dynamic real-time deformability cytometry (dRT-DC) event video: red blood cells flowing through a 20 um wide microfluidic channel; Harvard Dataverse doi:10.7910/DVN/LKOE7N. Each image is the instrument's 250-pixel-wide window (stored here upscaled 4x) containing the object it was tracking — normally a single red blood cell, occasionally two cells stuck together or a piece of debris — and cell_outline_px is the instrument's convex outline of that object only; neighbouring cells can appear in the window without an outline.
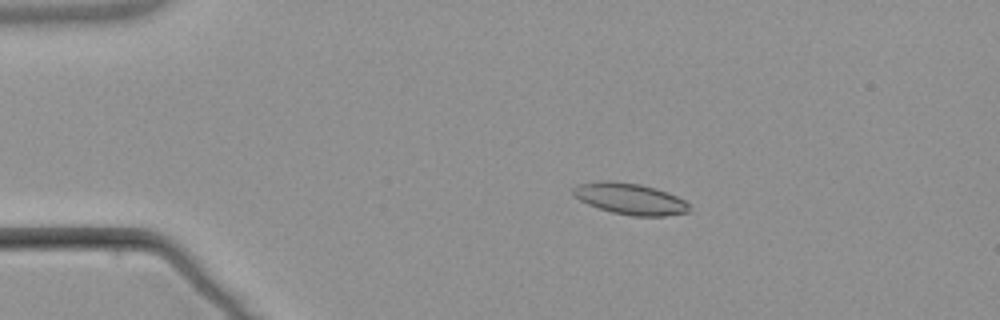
{"species": "common noctule bat (a hibernating species)", "species_latin": "Nyctalus noctula", "temperature_condition": "warm", "stored_images_in_passage": 7, "camera_frame_rate_fps": 3000, "um_per_image_px": 0.085, "animal": {"sex": "male", "body_mass_g": 21.5, "forearm_length_mm": 52.0}, "frame": {"image": 1, "passage_image": 3, "time_ms": 2.667, "image_size_px": [1000, 320], "cell_outline_px": [[688, 212], [664, 216], [632, 216], [612, 212], [588, 204], [580, 200], [572, 192], [572, 188], [576, 184], [600, 180], [608, 180], [640, 184], [656, 188], [668, 192], [684, 200], [688, 204]], "centroid_in_image_um": [53.52, 16.88], "position_along_channel_um": 31.5, "area_um2": 21.15}}
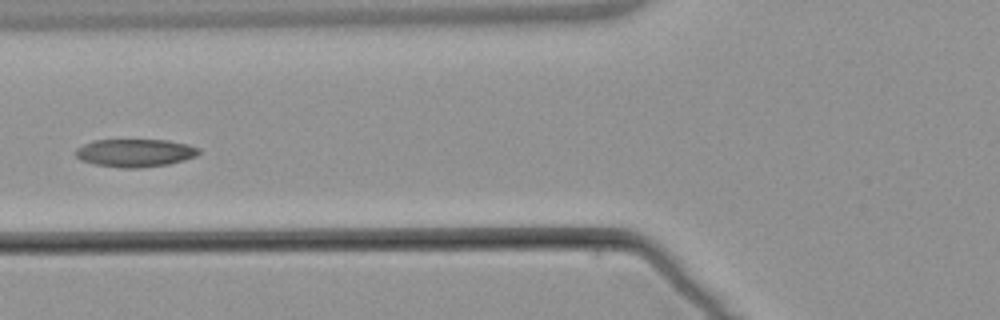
{"frame": {"image": 2, "passage_image": 6, "time_ms": 6.333, "image_size_px": [1000, 320], "cell_outline_px": [[200, 152], [196, 156], [184, 160], [168, 164], [140, 168], [120, 168], [96, 164], [80, 160], [76, 156], [76, 148], [92, 140], [168, 140], [188, 144], [200, 148]], "centroid_in_image_um": [11.49, 12.99], "position_along_channel_um": 114.3, "area_um2": 20.11}}
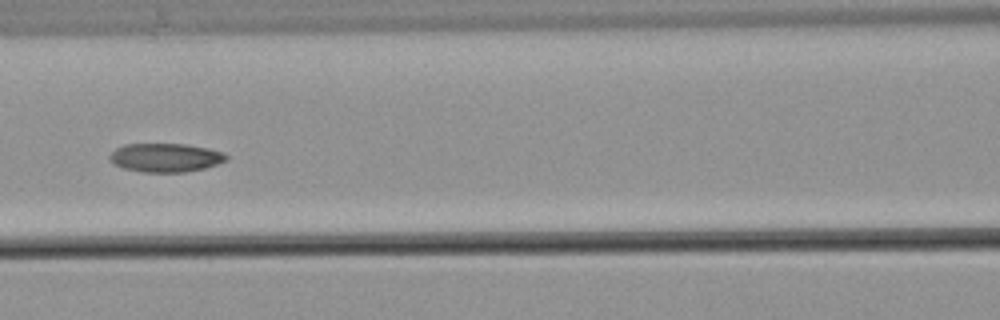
{"frame": {"image": 3, "passage_image": 7, "time_ms": 7.333, "image_size_px": [1000, 320], "cell_outline_px": [[228, 160], [204, 168], [184, 172], [144, 172], [124, 168], [112, 164], [108, 160], [108, 156], [116, 148], [124, 144], [184, 144], [208, 148], [224, 152], [228, 156]], "centroid_in_image_um": [14.05, 13.39], "position_along_channel_um": 152.6, "area_um2": 19.59}}